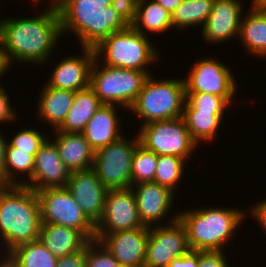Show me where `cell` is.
<instances>
[{"label":"cell","mask_w":266,"mask_h":267,"mask_svg":"<svg viewBox=\"0 0 266 267\" xmlns=\"http://www.w3.org/2000/svg\"><path fill=\"white\" fill-rule=\"evenodd\" d=\"M60 35V17L55 4L36 18L0 21V42L11 63L12 59L19 63H45Z\"/></svg>","instance_id":"1"},{"label":"cell","mask_w":266,"mask_h":267,"mask_svg":"<svg viewBox=\"0 0 266 267\" xmlns=\"http://www.w3.org/2000/svg\"><path fill=\"white\" fill-rule=\"evenodd\" d=\"M112 0H53L61 34L75 32L85 48L94 49L114 32L129 25L113 10Z\"/></svg>","instance_id":"2"},{"label":"cell","mask_w":266,"mask_h":267,"mask_svg":"<svg viewBox=\"0 0 266 267\" xmlns=\"http://www.w3.org/2000/svg\"><path fill=\"white\" fill-rule=\"evenodd\" d=\"M41 224L36 191L24 185H0V232L7 252L38 240Z\"/></svg>","instance_id":"3"},{"label":"cell","mask_w":266,"mask_h":267,"mask_svg":"<svg viewBox=\"0 0 266 267\" xmlns=\"http://www.w3.org/2000/svg\"><path fill=\"white\" fill-rule=\"evenodd\" d=\"M185 226L188 244L194 251H221L234 234L244 214L235 208H202L178 214Z\"/></svg>","instance_id":"4"},{"label":"cell","mask_w":266,"mask_h":267,"mask_svg":"<svg viewBox=\"0 0 266 267\" xmlns=\"http://www.w3.org/2000/svg\"><path fill=\"white\" fill-rule=\"evenodd\" d=\"M186 102L184 80H152L149 75L129 108L148 124L183 117Z\"/></svg>","instance_id":"5"},{"label":"cell","mask_w":266,"mask_h":267,"mask_svg":"<svg viewBox=\"0 0 266 267\" xmlns=\"http://www.w3.org/2000/svg\"><path fill=\"white\" fill-rule=\"evenodd\" d=\"M147 35L136 31L131 25L105 38L95 50L99 58L104 55V65L147 71L145 66L156 61L157 53Z\"/></svg>","instance_id":"6"},{"label":"cell","mask_w":266,"mask_h":267,"mask_svg":"<svg viewBox=\"0 0 266 267\" xmlns=\"http://www.w3.org/2000/svg\"><path fill=\"white\" fill-rule=\"evenodd\" d=\"M97 57L92 65L90 88L99 97L102 104H119L130 108L139 95L148 71L103 66L97 64ZM97 64V66H96ZM99 69V71H98Z\"/></svg>","instance_id":"7"},{"label":"cell","mask_w":266,"mask_h":267,"mask_svg":"<svg viewBox=\"0 0 266 267\" xmlns=\"http://www.w3.org/2000/svg\"><path fill=\"white\" fill-rule=\"evenodd\" d=\"M138 133L140 144L157 156H177L186 161L197 145L183 117L144 124Z\"/></svg>","instance_id":"8"},{"label":"cell","mask_w":266,"mask_h":267,"mask_svg":"<svg viewBox=\"0 0 266 267\" xmlns=\"http://www.w3.org/2000/svg\"><path fill=\"white\" fill-rule=\"evenodd\" d=\"M42 223L57 224L80 231L88 240L95 239V224L84 214L66 187L37 191Z\"/></svg>","instance_id":"9"},{"label":"cell","mask_w":266,"mask_h":267,"mask_svg":"<svg viewBox=\"0 0 266 267\" xmlns=\"http://www.w3.org/2000/svg\"><path fill=\"white\" fill-rule=\"evenodd\" d=\"M139 138L121 137L95 152L92 169L107 189L131 188L132 159Z\"/></svg>","instance_id":"10"},{"label":"cell","mask_w":266,"mask_h":267,"mask_svg":"<svg viewBox=\"0 0 266 267\" xmlns=\"http://www.w3.org/2000/svg\"><path fill=\"white\" fill-rule=\"evenodd\" d=\"M171 220L169 226L149 227L143 267H168L174 258L191 250L186 228L180 222L179 215L173 216Z\"/></svg>","instance_id":"11"},{"label":"cell","mask_w":266,"mask_h":267,"mask_svg":"<svg viewBox=\"0 0 266 267\" xmlns=\"http://www.w3.org/2000/svg\"><path fill=\"white\" fill-rule=\"evenodd\" d=\"M144 227L132 188L108 189L102 218L95 225V239L106 234Z\"/></svg>","instance_id":"12"},{"label":"cell","mask_w":266,"mask_h":267,"mask_svg":"<svg viewBox=\"0 0 266 267\" xmlns=\"http://www.w3.org/2000/svg\"><path fill=\"white\" fill-rule=\"evenodd\" d=\"M227 66L212 58L198 61L189 72L188 78L183 79L185 91L215 94L230 104L236 91V81Z\"/></svg>","instance_id":"13"},{"label":"cell","mask_w":266,"mask_h":267,"mask_svg":"<svg viewBox=\"0 0 266 267\" xmlns=\"http://www.w3.org/2000/svg\"><path fill=\"white\" fill-rule=\"evenodd\" d=\"M66 188L78 202L84 214L96 225L102 218L108 189L99 180L94 170L70 173Z\"/></svg>","instance_id":"14"},{"label":"cell","mask_w":266,"mask_h":267,"mask_svg":"<svg viewBox=\"0 0 266 267\" xmlns=\"http://www.w3.org/2000/svg\"><path fill=\"white\" fill-rule=\"evenodd\" d=\"M69 178L70 171L62 162L58 148L54 142L47 139L35 155V167L30 179L33 183L26 182L24 186L36 192L47 188L66 187Z\"/></svg>","instance_id":"15"},{"label":"cell","mask_w":266,"mask_h":267,"mask_svg":"<svg viewBox=\"0 0 266 267\" xmlns=\"http://www.w3.org/2000/svg\"><path fill=\"white\" fill-rule=\"evenodd\" d=\"M149 227L106 234L100 242L110 251L121 267H143Z\"/></svg>","instance_id":"16"},{"label":"cell","mask_w":266,"mask_h":267,"mask_svg":"<svg viewBox=\"0 0 266 267\" xmlns=\"http://www.w3.org/2000/svg\"><path fill=\"white\" fill-rule=\"evenodd\" d=\"M82 48L83 56H69L58 62L47 84L48 87L73 92L90 87L91 68L96 59L95 50Z\"/></svg>","instance_id":"17"},{"label":"cell","mask_w":266,"mask_h":267,"mask_svg":"<svg viewBox=\"0 0 266 267\" xmlns=\"http://www.w3.org/2000/svg\"><path fill=\"white\" fill-rule=\"evenodd\" d=\"M242 10V4L238 0H215L202 27L203 37L212 43H220L239 35Z\"/></svg>","instance_id":"18"},{"label":"cell","mask_w":266,"mask_h":267,"mask_svg":"<svg viewBox=\"0 0 266 267\" xmlns=\"http://www.w3.org/2000/svg\"><path fill=\"white\" fill-rule=\"evenodd\" d=\"M135 186L137 189L131 188L136 198L142 224L150 227L153 223H158L159 220L166 217L165 215L172 206L174 192L155 182H143Z\"/></svg>","instance_id":"19"},{"label":"cell","mask_w":266,"mask_h":267,"mask_svg":"<svg viewBox=\"0 0 266 267\" xmlns=\"http://www.w3.org/2000/svg\"><path fill=\"white\" fill-rule=\"evenodd\" d=\"M116 110L115 105L102 104L82 132L95 152L122 137Z\"/></svg>","instance_id":"20"},{"label":"cell","mask_w":266,"mask_h":267,"mask_svg":"<svg viewBox=\"0 0 266 267\" xmlns=\"http://www.w3.org/2000/svg\"><path fill=\"white\" fill-rule=\"evenodd\" d=\"M56 135L54 143L62 162L70 173L93 167L95 151L89 146L82 133H66L56 130Z\"/></svg>","instance_id":"21"},{"label":"cell","mask_w":266,"mask_h":267,"mask_svg":"<svg viewBox=\"0 0 266 267\" xmlns=\"http://www.w3.org/2000/svg\"><path fill=\"white\" fill-rule=\"evenodd\" d=\"M39 240L57 258L80 251L89 241L74 228L50 223L41 224Z\"/></svg>","instance_id":"22"},{"label":"cell","mask_w":266,"mask_h":267,"mask_svg":"<svg viewBox=\"0 0 266 267\" xmlns=\"http://www.w3.org/2000/svg\"><path fill=\"white\" fill-rule=\"evenodd\" d=\"M101 105L99 97L90 87L75 92L71 108L63 123L56 130L66 133H82Z\"/></svg>","instance_id":"23"},{"label":"cell","mask_w":266,"mask_h":267,"mask_svg":"<svg viewBox=\"0 0 266 267\" xmlns=\"http://www.w3.org/2000/svg\"><path fill=\"white\" fill-rule=\"evenodd\" d=\"M39 99V114L43 121L52 124L55 130L63 123L71 108L75 92L48 87L43 88Z\"/></svg>","instance_id":"24"},{"label":"cell","mask_w":266,"mask_h":267,"mask_svg":"<svg viewBox=\"0 0 266 267\" xmlns=\"http://www.w3.org/2000/svg\"><path fill=\"white\" fill-rule=\"evenodd\" d=\"M250 13L241 20L240 38L249 52L260 57L266 56V12L253 3Z\"/></svg>","instance_id":"25"},{"label":"cell","mask_w":266,"mask_h":267,"mask_svg":"<svg viewBox=\"0 0 266 267\" xmlns=\"http://www.w3.org/2000/svg\"><path fill=\"white\" fill-rule=\"evenodd\" d=\"M224 110H184L183 118L192 140H212L222 122ZM221 121V122H220Z\"/></svg>","instance_id":"26"},{"label":"cell","mask_w":266,"mask_h":267,"mask_svg":"<svg viewBox=\"0 0 266 267\" xmlns=\"http://www.w3.org/2000/svg\"><path fill=\"white\" fill-rule=\"evenodd\" d=\"M138 2L137 15L131 26L138 32L145 34L142 29L150 32H164L172 28L171 15L154 0ZM144 27V28H143Z\"/></svg>","instance_id":"27"},{"label":"cell","mask_w":266,"mask_h":267,"mask_svg":"<svg viewBox=\"0 0 266 267\" xmlns=\"http://www.w3.org/2000/svg\"><path fill=\"white\" fill-rule=\"evenodd\" d=\"M7 254L18 267H56L58 262L39 239L18 245Z\"/></svg>","instance_id":"28"},{"label":"cell","mask_w":266,"mask_h":267,"mask_svg":"<svg viewBox=\"0 0 266 267\" xmlns=\"http://www.w3.org/2000/svg\"><path fill=\"white\" fill-rule=\"evenodd\" d=\"M215 0H184L172 13L173 26L188 28L195 24H205Z\"/></svg>","instance_id":"29"},{"label":"cell","mask_w":266,"mask_h":267,"mask_svg":"<svg viewBox=\"0 0 266 267\" xmlns=\"http://www.w3.org/2000/svg\"><path fill=\"white\" fill-rule=\"evenodd\" d=\"M6 157L3 173V185H24V180L17 182L14 179V170L20 172H27L29 179L32 178L33 170L35 167V157L29 155V152L15 151L9 143L6 146Z\"/></svg>","instance_id":"30"},{"label":"cell","mask_w":266,"mask_h":267,"mask_svg":"<svg viewBox=\"0 0 266 267\" xmlns=\"http://www.w3.org/2000/svg\"><path fill=\"white\" fill-rule=\"evenodd\" d=\"M158 156L139 144L132 159L131 187L143 182H153Z\"/></svg>","instance_id":"31"},{"label":"cell","mask_w":266,"mask_h":267,"mask_svg":"<svg viewBox=\"0 0 266 267\" xmlns=\"http://www.w3.org/2000/svg\"><path fill=\"white\" fill-rule=\"evenodd\" d=\"M185 162L184 159L177 156H158L157 169L153 182L174 192V188H176L178 181L182 177Z\"/></svg>","instance_id":"32"},{"label":"cell","mask_w":266,"mask_h":267,"mask_svg":"<svg viewBox=\"0 0 266 267\" xmlns=\"http://www.w3.org/2000/svg\"><path fill=\"white\" fill-rule=\"evenodd\" d=\"M99 244V250L95 247ZM95 246V247H94ZM86 267H121L110 251L97 239L89 240L85 245Z\"/></svg>","instance_id":"33"},{"label":"cell","mask_w":266,"mask_h":267,"mask_svg":"<svg viewBox=\"0 0 266 267\" xmlns=\"http://www.w3.org/2000/svg\"><path fill=\"white\" fill-rule=\"evenodd\" d=\"M229 103L215 94L186 92L184 110H225Z\"/></svg>","instance_id":"34"},{"label":"cell","mask_w":266,"mask_h":267,"mask_svg":"<svg viewBox=\"0 0 266 267\" xmlns=\"http://www.w3.org/2000/svg\"><path fill=\"white\" fill-rule=\"evenodd\" d=\"M47 139L44 133H40L34 129H24L18 132L9 144L15 148V151L29 152V155L35 157Z\"/></svg>","instance_id":"35"},{"label":"cell","mask_w":266,"mask_h":267,"mask_svg":"<svg viewBox=\"0 0 266 267\" xmlns=\"http://www.w3.org/2000/svg\"><path fill=\"white\" fill-rule=\"evenodd\" d=\"M113 10L128 24L131 25L137 15L138 1L112 0Z\"/></svg>","instance_id":"36"},{"label":"cell","mask_w":266,"mask_h":267,"mask_svg":"<svg viewBox=\"0 0 266 267\" xmlns=\"http://www.w3.org/2000/svg\"><path fill=\"white\" fill-rule=\"evenodd\" d=\"M223 251H198L197 267H229Z\"/></svg>","instance_id":"37"},{"label":"cell","mask_w":266,"mask_h":267,"mask_svg":"<svg viewBox=\"0 0 266 267\" xmlns=\"http://www.w3.org/2000/svg\"><path fill=\"white\" fill-rule=\"evenodd\" d=\"M56 267H86L85 246L80 251L58 258Z\"/></svg>","instance_id":"38"},{"label":"cell","mask_w":266,"mask_h":267,"mask_svg":"<svg viewBox=\"0 0 266 267\" xmlns=\"http://www.w3.org/2000/svg\"><path fill=\"white\" fill-rule=\"evenodd\" d=\"M4 89L0 86V123L16 119V114L9 104V98Z\"/></svg>","instance_id":"39"},{"label":"cell","mask_w":266,"mask_h":267,"mask_svg":"<svg viewBox=\"0 0 266 267\" xmlns=\"http://www.w3.org/2000/svg\"><path fill=\"white\" fill-rule=\"evenodd\" d=\"M198 251L190 250L187 254L174 258L168 267H197Z\"/></svg>","instance_id":"40"},{"label":"cell","mask_w":266,"mask_h":267,"mask_svg":"<svg viewBox=\"0 0 266 267\" xmlns=\"http://www.w3.org/2000/svg\"><path fill=\"white\" fill-rule=\"evenodd\" d=\"M251 211L266 232V200L251 208Z\"/></svg>","instance_id":"41"},{"label":"cell","mask_w":266,"mask_h":267,"mask_svg":"<svg viewBox=\"0 0 266 267\" xmlns=\"http://www.w3.org/2000/svg\"><path fill=\"white\" fill-rule=\"evenodd\" d=\"M0 134V185H3V173H4V165H5V157H6V146L7 141L4 140Z\"/></svg>","instance_id":"42"},{"label":"cell","mask_w":266,"mask_h":267,"mask_svg":"<svg viewBox=\"0 0 266 267\" xmlns=\"http://www.w3.org/2000/svg\"><path fill=\"white\" fill-rule=\"evenodd\" d=\"M160 4L170 15L184 0H154Z\"/></svg>","instance_id":"43"},{"label":"cell","mask_w":266,"mask_h":267,"mask_svg":"<svg viewBox=\"0 0 266 267\" xmlns=\"http://www.w3.org/2000/svg\"><path fill=\"white\" fill-rule=\"evenodd\" d=\"M10 60L8 58L7 52L6 50L3 48L1 42H0V78L1 75H3V73L5 71H7L6 69L9 68L10 65Z\"/></svg>","instance_id":"44"},{"label":"cell","mask_w":266,"mask_h":267,"mask_svg":"<svg viewBox=\"0 0 266 267\" xmlns=\"http://www.w3.org/2000/svg\"><path fill=\"white\" fill-rule=\"evenodd\" d=\"M5 257V260H2V263L0 262V267H18L8 254Z\"/></svg>","instance_id":"45"},{"label":"cell","mask_w":266,"mask_h":267,"mask_svg":"<svg viewBox=\"0 0 266 267\" xmlns=\"http://www.w3.org/2000/svg\"><path fill=\"white\" fill-rule=\"evenodd\" d=\"M253 3L258 9L266 12V0H253Z\"/></svg>","instance_id":"46"}]
</instances>
